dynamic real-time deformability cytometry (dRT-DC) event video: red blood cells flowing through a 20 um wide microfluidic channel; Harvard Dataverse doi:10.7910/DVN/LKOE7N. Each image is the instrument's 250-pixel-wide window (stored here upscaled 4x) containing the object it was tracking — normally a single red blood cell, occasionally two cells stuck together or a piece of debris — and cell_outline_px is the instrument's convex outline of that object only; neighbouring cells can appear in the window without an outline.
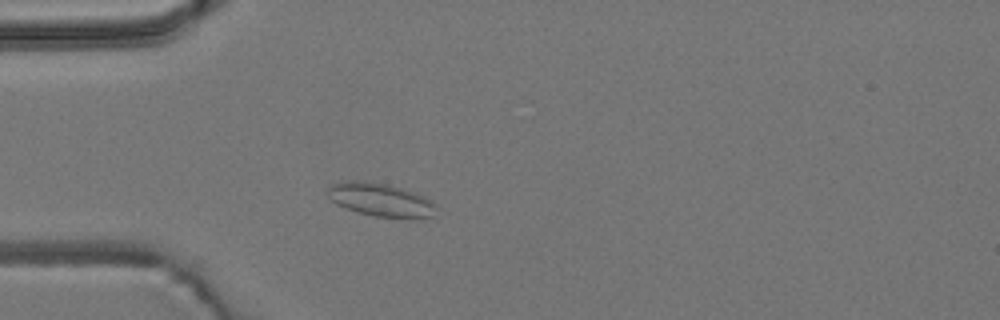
{"species": "common noctule bat (a hibernating species)", "species_latin": "Nyctalus noctula", "temperature_condition": "room temperature", "stored_images_in_passage": 46, "camera_frame_rate_fps": 3000, "um_per_image_px": 0.085, "animal": {"sex": "male", "body_mass_g": 19.2, "forearm_length_mm": 51.8}, "frame": {"image": 1, "passage_image": 7, "time_ms": 2.0, "image_size_px": [1000, 320], "cell_outline_px": [[436, 204], [432, 216], [376, 216], [356, 212], [336, 204], [324, 192], [332, 184], [344, 180], [356, 180], [384, 184], [416, 192], [432, 200]], "centroid_in_image_um": [32.26, 16.94], "position_along_channel_um": 52.7, "area_um2": 20.58}}
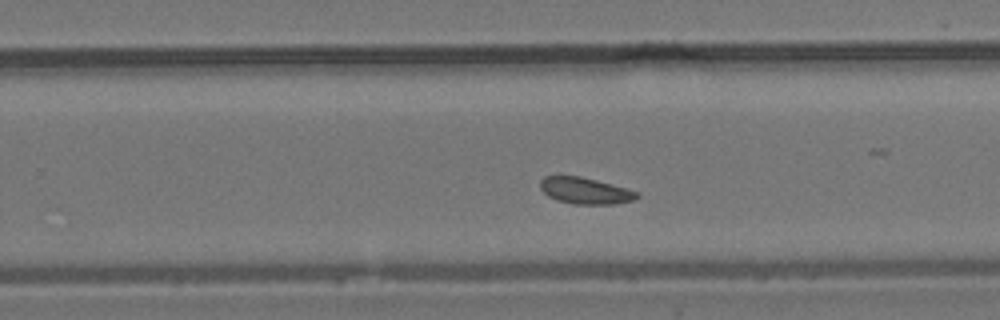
{"frame": {"image": 2, "passage_image": 26, "time_ms": 8.333, "image_size_px": [1000, 320], "cell_outline_px": [[640, 196], [636, 200], [612, 204], [572, 204], [556, 200], [548, 196], [540, 188], [540, 180], [544, 176], [580, 176], [596, 180], [624, 188], [636, 192]], "centroid_in_image_um": [49.71, 16.22], "position_along_channel_um": 280.1, "area_um2": 14.8}}
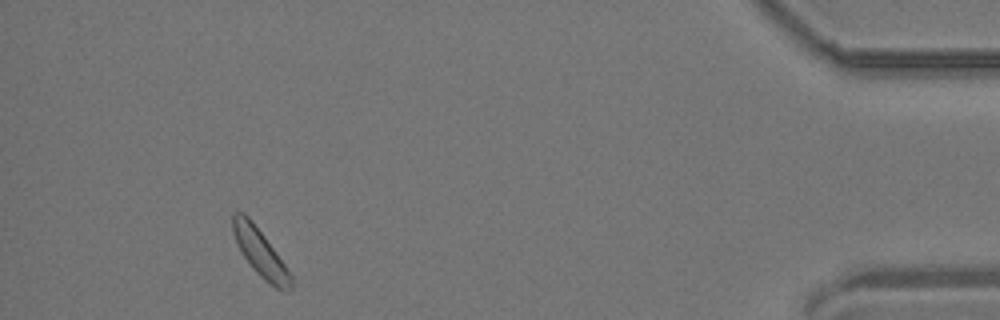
{"frame": {"image": 3, "passage_image": 42, "time_ms": 13.667, "image_size_px": [1000, 320], "cell_outline_px": [[292, 288], [288, 292], [276, 288], [264, 280], [252, 268], [244, 256], [232, 232], [232, 212], [244, 212], [252, 220], [264, 236], [284, 264], [292, 276]], "centroid_in_image_um": [22.12, 21.47], "position_along_channel_um": 413.1, "area_um2": 15.84}, "authors_computed_cell_mechanics": {"area_um2": 15.6638, "velocity_mm_per_s": 3.7487, "shape_relaxation_time_tau1_ms": null, "shape_relaxation_time_tau2_ms": 1.8925, "deformation_change_tau1": null, "deformation_change_tau2": 0.058}}